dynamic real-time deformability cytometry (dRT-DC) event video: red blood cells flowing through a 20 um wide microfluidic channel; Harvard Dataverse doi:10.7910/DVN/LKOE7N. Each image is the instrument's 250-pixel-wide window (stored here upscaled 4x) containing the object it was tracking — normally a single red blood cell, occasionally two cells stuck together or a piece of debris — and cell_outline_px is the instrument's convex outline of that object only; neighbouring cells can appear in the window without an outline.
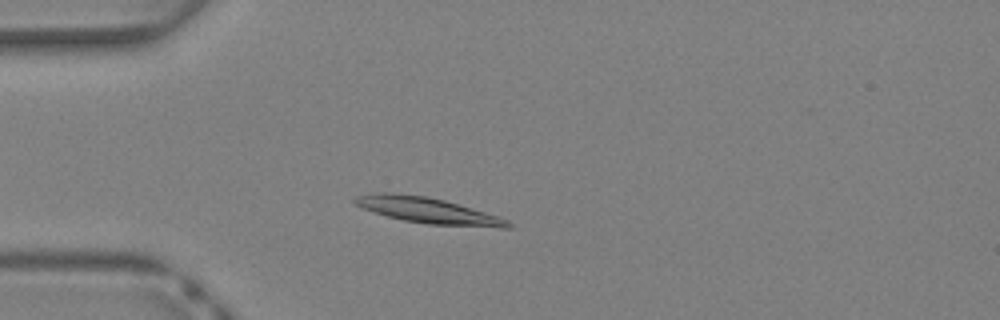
{"species": "Egyptian fruit bat (a non-hibernating species)", "species_latin": "Rousettus aegyptiacus", "temperature_condition": "warm", "stored_images_in_passage": 30, "camera_frame_rate_fps": 3000, "um_per_image_px": 0.085, "animal": {"sex": "female"}, "frame": {"image": 1, "passage_image": 1, "time_ms": 0.0, "image_size_px": [1000, 320], "cell_outline_px": [[512, 228], [500, 228], [428, 224], [404, 220], [388, 216], [364, 208], [356, 204], [352, 200], [356, 196], [372, 192], [396, 192], [428, 196], [444, 200], [500, 216], [508, 220], [512, 224]], "centroid_in_image_um": [36.41, 17.88], "position_along_channel_um": 48.6, "area_um2": 23.18}}
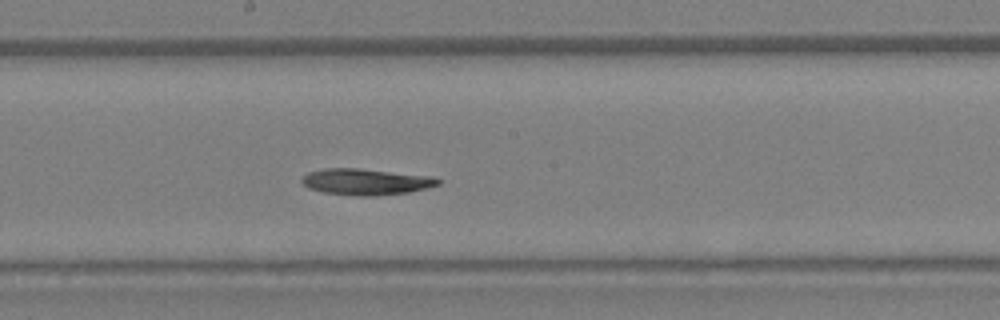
{"frame": {"image": 2, "passage_image": 12, "time_ms": 3.667, "image_size_px": [1000, 320], "cell_outline_px": [[440, 184], [408, 192], [372, 196], [356, 196], [324, 192], [308, 188], [300, 180], [308, 172], [324, 168], [360, 168], [432, 176], [440, 180]], "centroid_in_image_um": [31.08, 15.44], "position_along_channel_um": 217.1, "area_um2": 20.75}}
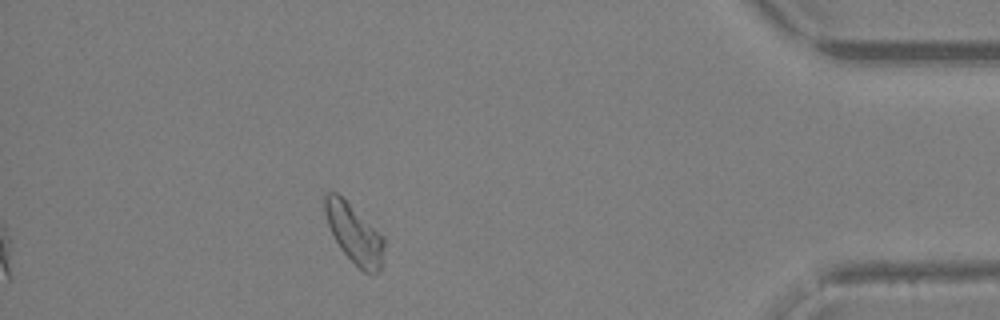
{"frame": {"image": 3, "passage_image": 26, "time_ms": 8.333, "image_size_px": [1000, 320], "cell_outline_px": [[384, 264], [380, 272], [372, 276], [364, 272], [340, 248], [328, 224], [324, 212], [324, 196], [328, 192], [336, 192], [384, 236]], "centroid_in_image_um": [30.16, 19.92], "position_along_channel_um": 405.0, "area_um2": 20.35}}